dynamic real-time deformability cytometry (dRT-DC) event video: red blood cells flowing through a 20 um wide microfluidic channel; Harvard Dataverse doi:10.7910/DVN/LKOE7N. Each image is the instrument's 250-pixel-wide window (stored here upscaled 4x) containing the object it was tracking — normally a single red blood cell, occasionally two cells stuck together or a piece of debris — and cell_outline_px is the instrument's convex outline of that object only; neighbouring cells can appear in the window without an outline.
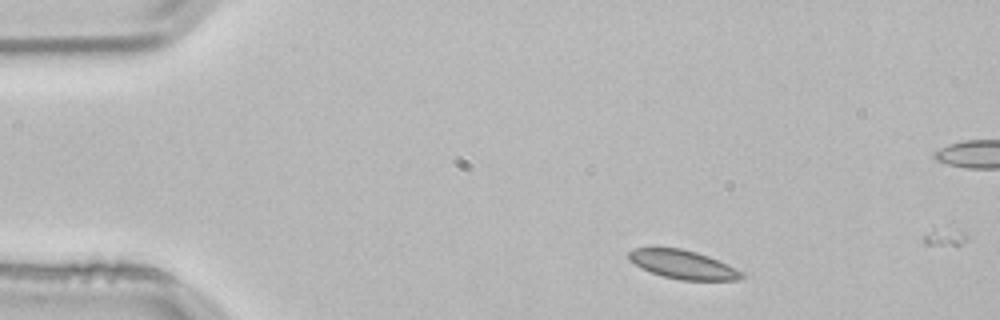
{"species": "common noctule bat (a hibernating species)", "species_latin": "Nyctalus noctula", "temperature_condition": "room temperature", "stored_images_in_passage": 2, "camera_frame_rate_fps": 3000, "um_per_image_px": 0.085, "animal": {"sex": "male", "body_mass_g": 21.5, "forearm_length_mm": 52.0}, "frame": {"image": 1, "passage_image": 1, "time_ms": 0.0, "image_size_px": [1000, 320], "cell_outline_px": [[744, 276], [740, 280], [680, 280], [664, 276], [652, 272], [628, 260], [628, 252], [632, 248], [680, 248], [696, 252], [708, 256], [728, 264], [744, 272]], "centroid_in_image_um": [58.09, 22.48], "position_along_channel_um": 26.9, "area_um2": 18.73}}